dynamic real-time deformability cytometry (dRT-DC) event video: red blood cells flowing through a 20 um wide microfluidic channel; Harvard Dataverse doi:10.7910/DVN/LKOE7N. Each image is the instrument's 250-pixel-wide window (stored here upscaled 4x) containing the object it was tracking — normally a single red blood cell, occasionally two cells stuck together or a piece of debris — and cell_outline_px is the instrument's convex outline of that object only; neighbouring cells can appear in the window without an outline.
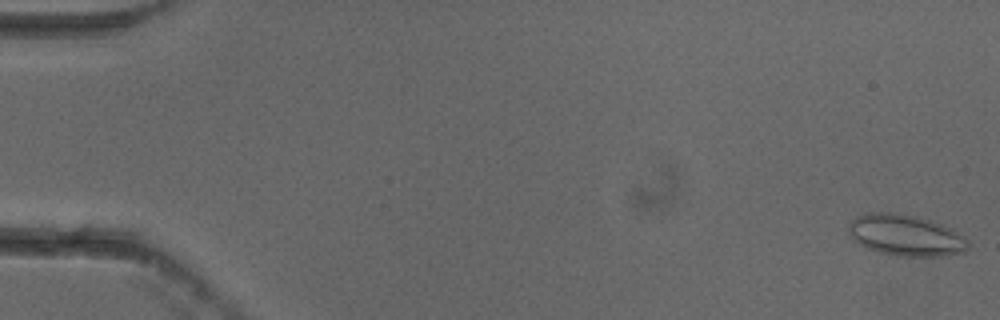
{"species": "common noctule bat (a hibernating species)", "species_latin": "Nyctalus noctula", "temperature_condition": "cold", "stored_images_in_passage": 54, "camera_frame_rate_fps": 3000, "um_per_image_px": 0.085, "animal": {"sex": "female"}, "frame": {"image": 1, "passage_image": 1, "time_ms": 0.0, "image_size_px": [1000, 320], "cell_outline_px": [[968, 248], [964, 252], [948, 256], [896, 256], [880, 252], [868, 248], [852, 240], [848, 228], [848, 224], [856, 216], [864, 212], [888, 212], [916, 216], [940, 224], [964, 236], [968, 240]], "centroid_in_image_um": [76.95, 20.0], "position_along_channel_um": 8.0, "area_um2": 28.73}}
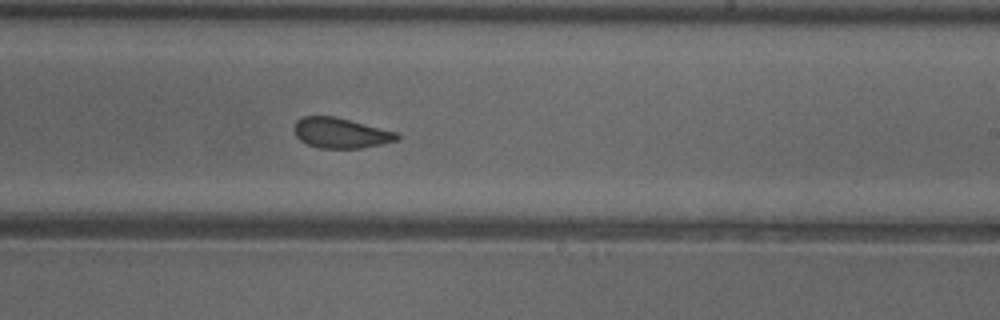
{"frame": {"image": 2, "passage_image": 33, "time_ms": 10.667, "image_size_px": [1000, 320], "cell_outline_px": [[400, 136], [396, 140], [380, 144], [360, 148], [320, 148], [308, 144], [300, 140], [296, 136], [292, 128], [296, 120], [304, 116], [332, 116], [396, 132]], "centroid_in_image_um": [28.89, 11.3], "position_along_channel_um": 260.1, "area_um2": 17.86}}
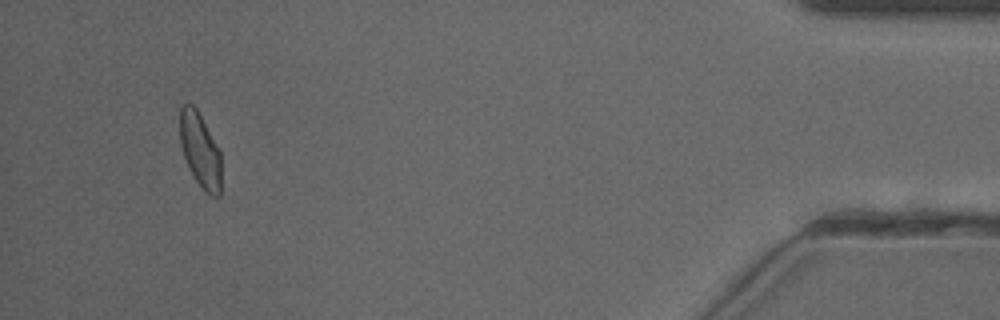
{"frame": {"image": 3, "passage_image": 51, "time_ms": 16.667, "image_size_px": [1000, 320], "cell_outline_px": [[220, 196], [212, 196], [204, 192], [188, 168], [180, 144], [176, 104], [192, 104], [196, 108], [220, 152]], "centroid_in_image_um": [16.93, 12.69], "position_along_channel_um": 418.3, "area_um2": 18.32}, "authors_computed_cell_mechanics": {"area_um2": 19.0162, "velocity_mm_per_s": 3.8364, "shape_relaxation_time_tau1_ms": 5.4406, "shape_relaxation_time_tau2_ms": 1.339, "deformation_change_tau1": 0.0969, "deformation_change_tau2": 0.058}}